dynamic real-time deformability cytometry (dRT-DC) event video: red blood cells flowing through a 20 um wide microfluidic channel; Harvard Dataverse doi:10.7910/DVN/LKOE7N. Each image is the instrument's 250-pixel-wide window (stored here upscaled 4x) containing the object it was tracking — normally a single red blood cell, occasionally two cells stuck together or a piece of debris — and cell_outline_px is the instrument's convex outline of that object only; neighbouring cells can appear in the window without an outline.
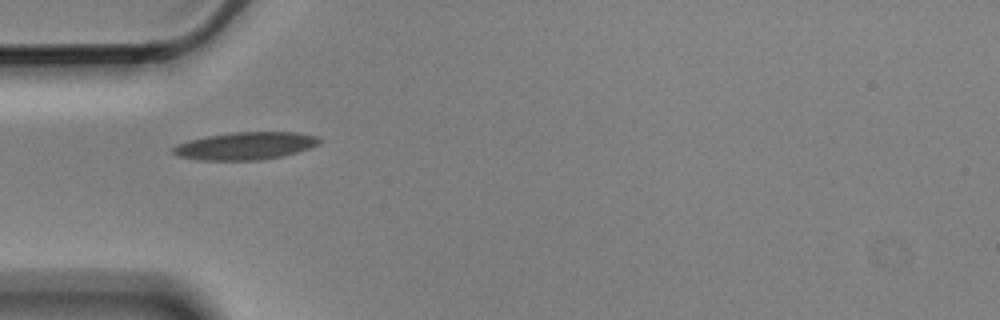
{"species": "Egyptian fruit bat (a non-hibernating species)", "species_latin": "Rousettus aegyptiacus", "temperature_condition": "cold", "stored_images_in_passage": 2, "camera_frame_rate_fps": 3000, "um_per_image_px": 0.085, "animal": {"sex": "male"}, "frame": {"image": 1, "passage_image": 1, "time_ms": 0.0, "image_size_px": [1000, 320], "cell_outline_px": [[320, 144], [284, 156], [260, 160], [196, 160], [176, 156], [172, 152], [172, 148], [176, 144], [188, 140], [204, 136], [232, 132], [300, 132], [320, 136]], "centroid_in_image_um": [20.84, 12.39], "position_along_channel_um": 64.2, "area_um2": 23.87}}
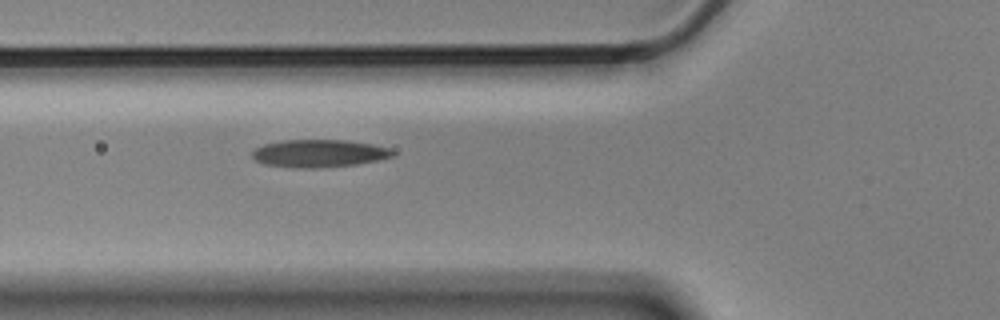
{"frame": {"image": 2, "passage_image": 2, "time_ms": 0.333, "image_size_px": [1000, 320], "cell_outline_px": [[396, 156], [380, 160], [356, 164], [320, 168], [292, 168], [264, 164], [256, 160], [252, 156], [252, 152], [256, 148], [264, 144], [284, 140], [344, 140], [372, 144], [388, 148], [396, 152]], "centroid_in_image_um": [27.15, 13.05], "position_along_channel_um": 98.7, "area_um2": 22.77}}